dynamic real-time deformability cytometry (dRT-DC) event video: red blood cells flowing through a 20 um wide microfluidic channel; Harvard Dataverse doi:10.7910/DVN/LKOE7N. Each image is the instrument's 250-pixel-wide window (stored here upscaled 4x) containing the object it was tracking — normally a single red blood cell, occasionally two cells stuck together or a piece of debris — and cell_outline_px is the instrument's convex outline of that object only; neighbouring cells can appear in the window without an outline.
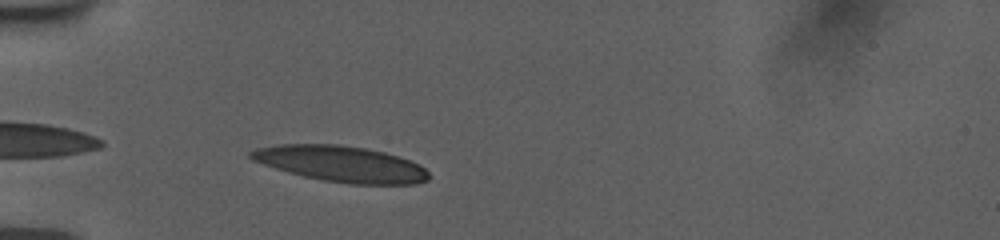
{"species": "human", "species_latin": "Homo sapiens", "temperature_condition": "room temperature", "stored_images_in_passage": 33, "camera_frame_rate_fps": 3000, "um_per_image_px": 0.085, "donor": {"sex": "female"}, "frame": {"image": 1, "passage_image": 2, "time_ms": 0.333, "image_size_px": [1000, 240], "cell_outline_px": [[432, 176], [428, 180], [416, 184], [348, 184], [324, 180], [304, 176], [288, 172], [252, 160], [248, 156], [248, 152], [256, 148], [280, 144], [336, 144], [364, 148], [384, 152], [420, 164]], "centroid_in_image_um": [29.0, 13.93], "position_along_channel_um": 56.0, "area_um2": 37.17}}
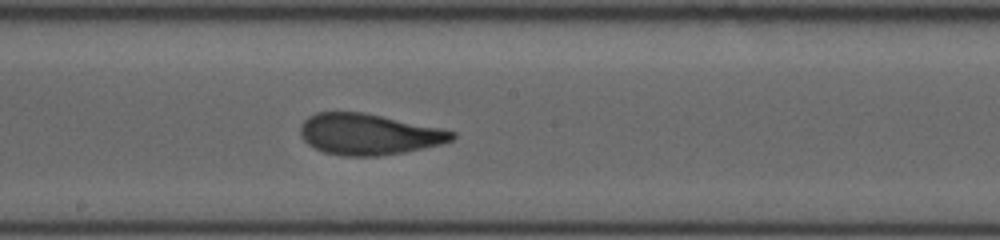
{"frame": {"image": 2, "passage_image": 16, "time_ms": 5.0, "image_size_px": [1000, 240], "cell_outline_px": [[456, 136], [452, 140], [440, 144], [404, 152], [376, 156], [340, 156], [324, 152], [308, 144], [300, 136], [300, 124], [308, 116], [316, 112], [364, 112], [440, 128], [456, 132]], "centroid_in_image_um": [31.3, 11.41], "position_along_channel_um": 216.9, "area_um2": 36.24}}
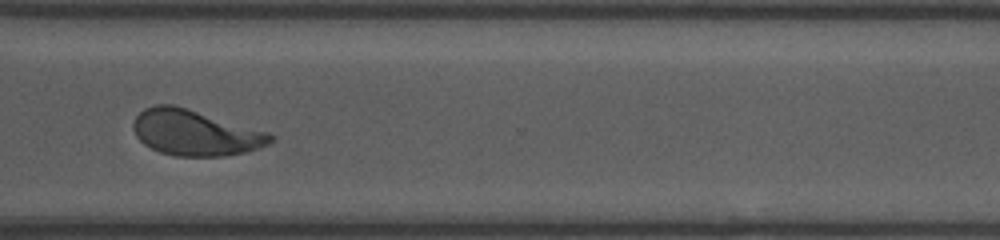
{"frame": {"image": 3, "passage_image": 27, "time_ms": 8.667, "image_size_px": [1000, 240], "cell_outline_px": [[276, 136], [268, 144], [260, 148], [244, 152], [224, 156], [176, 156], [160, 152], [144, 144], [136, 136], [132, 128], [132, 124], [136, 116], [144, 108], [156, 104], [172, 104], [188, 108], [268, 132]], "centroid_in_image_um": [16.57, 11.27], "position_along_channel_um": 354.0, "area_um2": 36.53}, "authors_computed_cell_mechanics": {"area_um2": 36.3562, "velocity_mm_per_s": 3.7544, "shape_relaxation_time_tau1_ms": 4.3888, "shape_relaxation_time_tau2_ms": 0.9846, "deformation_change_tau1": 0.1802, "deformation_change_tau2": 0.0831}}